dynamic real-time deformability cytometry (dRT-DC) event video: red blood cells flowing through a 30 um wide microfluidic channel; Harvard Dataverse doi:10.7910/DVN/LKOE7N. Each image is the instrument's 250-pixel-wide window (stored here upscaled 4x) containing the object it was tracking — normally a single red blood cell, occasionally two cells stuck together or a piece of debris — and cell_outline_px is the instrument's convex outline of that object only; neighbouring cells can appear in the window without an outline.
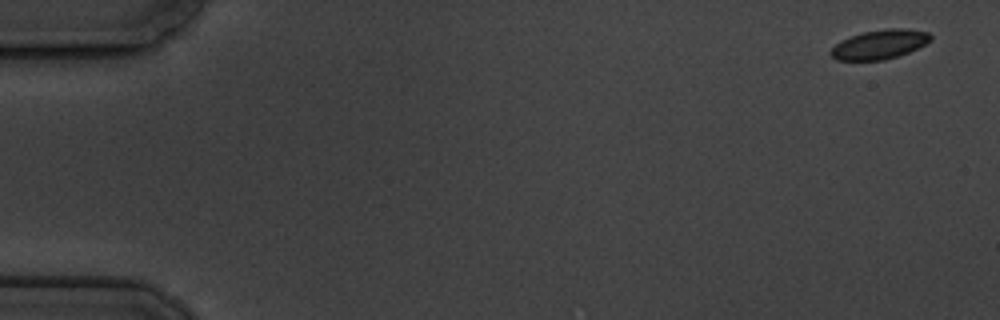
{"species": "common noctule bat (a hibernating species)", "species_latin": "Nyctalus noctula", "temperature_condition": "cold", "stored_images_in_passage": 4, "camera_frame_rate_fps": 3000, "um_per_image_px": 0.085, "animal": {"sex": "male", "body_mass_g": 19.5, "forearm_length_mm": 54.6}, "frame": {"image": 1, "passage_image": 1, "time_ms": 0.0, "image_size_px": [1000, 320], "cell_outline_px": [[932, 40], [908, 52], [884, 60], [836, 60], [832, 56], [832, 48], [836, 44], [852, 36], [864, 32], [888, 28], [904, 28], [928, 32], [932, 36]], "centroid_in_image_um": [74.8, 3.77], "position_along_channel_um": 10.2, "area_um2": 16.65}}